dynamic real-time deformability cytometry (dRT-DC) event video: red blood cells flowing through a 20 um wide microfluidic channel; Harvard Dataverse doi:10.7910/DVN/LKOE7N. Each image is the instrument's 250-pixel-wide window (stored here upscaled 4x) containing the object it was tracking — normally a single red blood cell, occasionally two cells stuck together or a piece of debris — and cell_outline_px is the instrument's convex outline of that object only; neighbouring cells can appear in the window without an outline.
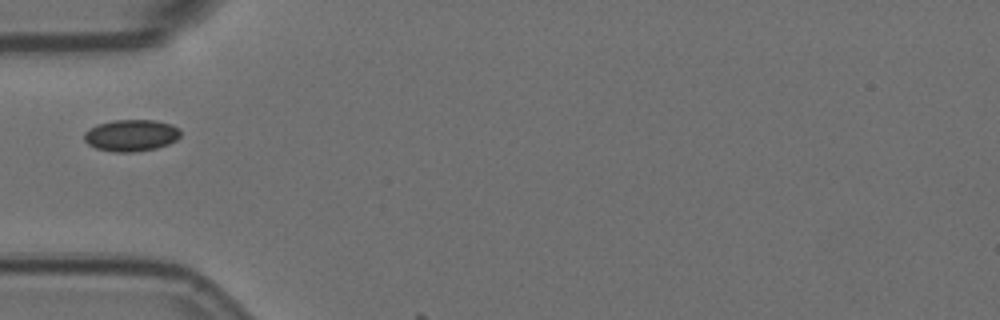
{"species": "Egyptian fruit bat (a non-hibernating species)", "species_latin": "Rousettus aegyptiacus", "temperature_condition": "room temperature", "stored_images_in_passage": 2, "camera_frame_rate_fps": 3000, "um_per_image_px": 0.085, "animal": {"sex": "female"}, "frame": {"image": 1, "passage_image": 1, "time_ms": 0.0, "image_size_px": [1000, 320], "cell_outline_px": [[180, 136], [176, 140], [168, 144], [156, 148], [132, 152], [116, 152], [96, 148], [88, 144], [84, 140], [84, 132], [96, 124], [112, 120], [156, 120], [172, 124], [180, 128]], "centroid_in_image_um": [11.15, 11.49], "position_along_channel_um": 73.8, "area_um2": 17.92}}